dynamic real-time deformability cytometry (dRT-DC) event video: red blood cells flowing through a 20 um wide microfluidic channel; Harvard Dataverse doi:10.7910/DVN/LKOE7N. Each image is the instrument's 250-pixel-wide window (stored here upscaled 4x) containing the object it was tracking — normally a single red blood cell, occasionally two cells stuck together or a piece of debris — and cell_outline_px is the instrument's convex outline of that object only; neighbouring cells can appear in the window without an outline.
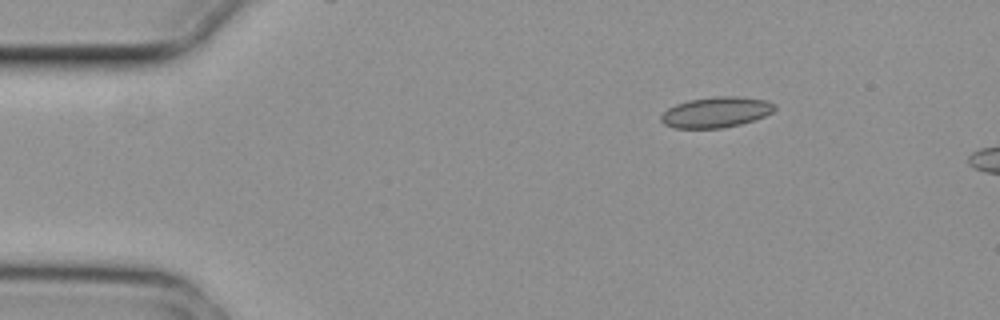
{"species": "common noctule bat (a hibernating species)", "species_latin": "Nyctalus noctula", "temperature_condition": "cold", "stored_images_in_passage": 4, "camera_frame_rate_fps": 3000, "um_per_image_px": 0.085, "animal": {"sex": "female", "body_mass_g": 29.2, "forearm_length_mm": 56.3}, "frame": {"image": 1, "passage_image": 2, "time_ms": 0.333, "image_size_px": [1000, 320], "cell_outline_px": [[776, 108], [772, 112], [764, 116], [740, 124], [720, 128], [672, 128], [664, 124], [660, 120], [660, 116], [668, 108], [676, 104], [688, 100], [712, 96], [736, 96], [764, 100], [776, 104]], "centroid_in_image_um": [60.83, 9.53], "position_along_channel_um": 24.2, "area_um2": 20.23}}